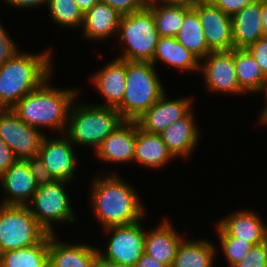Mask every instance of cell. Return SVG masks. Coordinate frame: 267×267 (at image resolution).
Returning <instances> with one entry per match:
<instances>
[{"label": "cell", "mask_w": 267, "mask_h": 267, "mask_svg": "<svg viewBox=\"0 0 267 267\" xmlns=\"http://www.w3.org/2000/svg\"><path fill=\"white\" fill-rule=\"evenodd\" d=\"M93 181L91 205L104 229L130 225L143 219L145 210L136 190L116 173Z\"/></svg>", "instance_id": "obj_1"}, {"label": "cell", "mask_w": 267, "mask_h": 267, "mask_svg": "<svg viewBox=\"0 0 267 267\" xmlns=\"http://www.w3.org/2000/svg\"><path fill=\"white\" fill-rule=\"evenodd\" d=\"M49 76L36 89L25 95L11 109L26 124L40 130V127L55 129L64 134L71 105L77 90L53 88ZM66 125V126H65Z\"/></svg>", "instance_id": "obj_2"}, {"label": "cell", "mask_w": 267, "mask_h": 267, "mask_svg": "<svg viewBox=\"0 0 267 267\" xmlns=\"http://www.w3.org/2000/svg\"><path fill=\"white\" fill-rule=\"evenodd\" d=\"M51 50L38 54L18 52L0 69V109H11L51 76Z\"/></svg>", "instance_id": "obj_3"}, {"label": "cell", "mask_w": 267, "mask_h": 267, "mask_svg": "<svg viewBox=\"0 0 267 267\" xmlns=\"http://www.w3.org/2000/svg\"><path fill=\"white\" fill-rule=\"evenodd\" d=\"M151 62L126 60V83L122 102L116 107L124 120L135 121L165 93Z\"/></svg>", "instance_id": "obj_4"}, {"label": "cell", "mask_w": 267, "mask_h": 267, "mask_svg": "<svg viewBox=\"0 0 267 267\" xmlns=\"http://www.w3.org/2000/svg\"><path fill=\"white\" fill-rule=\"evenodd\" d=\"M124 119L115 107L71 105L65 135L73 144L93 146L95 151Z\"/></svg>", "instance_id": "obj_5"}, {"label": "cell", "mask_w": 267, "mask_h": 267, "mask_svg": "<svg viewBox=\"0 0 267 267\" xmlns=\"http://www.w3.org/2000/svg\"><path fill=\"white\" fill-rule=\"evenodd\" d=\"M120 40L124 42L122 60L152 62L159 39L152 11L143 9L122 15L119 24Z\"/></svg>", "instance_id": "obj_6"}, {"label": "cell", "mask_w": 267, "mask_h": 267, "mask_svg": "<svg viewBox=\"0 0 267 267\" xmlns=\"http://www.w3.org/2000/svg\"><path fill=\"white\" fill-rule=\"evenodd\" d=\"M48 234L28 206L0 203V253L34 246Z\"/></svg>", "instance_id": "obj_7"}, {"label": "cell", "mask_w": 267, "mask_h": 267, "mask_svg": "<svg viewBox=\"0 0 267 267\" xmlns=\"http://www.w3.org/2000/svg\"><path fill=\"white\" fill-rule=\"evenodd\" d=\"M104 230L112 235L105 253L99 249L100 262L110 267H135L145 252L146 231L140 221Z\"/></svg>", "instance_id": "obj_8"}, {"label": "cell", "mask_w": 267, "mask_h": 267, "mask_svg": "<svg viewBox=\"0 0 267 267\" xmlns=\"http://www.w3.org/2000/svg\"><path fill=\"white\" fill-rule=\"evenodd\" d=\"M67 182L56 180L51 184L38 187L34 197L29 202L32 208L27 205L35 219L49 234L56 233L53 228L54 222L72 223L76 219L72 213L69 195L64 189Z\"/></svg>", "instance_id": "obj_9"}, {"label": "cell", "mask_w": 267, "mask_h": 267, "mask_svg": "<svg viewBox=\"0 0 267 267\" xmlns=\"http://www.w3.org/2000/svg\"><path fill=\"white\" fill-rule=\"evenodd\" d=\"M44 133L23 122L12 109H0V137L17 160L37 156Z\"/></svg>", "instance_id": "obj_10"}, {"label": "cell", "mask_w": 267, "mask_h": 267, "mask_svg": "<svg viewBox=\"0 0 267 267\" xmlns=\"http://www.w3.org/2000/svg\"><path fill=\"white\" fill-rule=\"evenodd\" d=\"M193 8L198 12L209 50L231 51L233 49L231 16L207 0H199Z\"/></svg>", "instance_id": "obj_11"}, {"label": "cell", "mask_w": 267, "mask_h": 267, "mask_svg": "<svg viewBox=\"0 0 267 267\" xmlns=\"http://www.w3.org/2000/svg\"><path fill=\"white\" fill-rule=\"evenodd\" d=\"M202 61L204 63L200 62V69L208 90L225 94L245 93L239 87L236 77L234 48L231 51L210 52Z\"/></svg>", "instance_id": "obj_12"}, {"label": "cell", "mask_w": 267, "mask_h": 267, "mask_svg": "<svg viewBox=\"0 0 267 267\" xmlns=\"http://www.w3.org/2000/svg\"><path fill=\"white\" fill-rule=\"evenodd\" d=\"M192 98L168 100L166 92L135 121L138 127L148 133L159 134L176 120L185 117L192 109Z\"/></svg>", "instance_id": "obj_13"}, {"label": "cell", "mask_w": 267, "mask_h": 267, "mask_svg": "<svg viewBox=\"0 0 267 267\" xmlns=\"http://www.w3.org/2000/svg\"><path fill=\"white\" fill-rule=\"evenodd\" d=\"M63 137L47 139L44 136L38 156L56 180L70 182L74 177L77 165L75 150H73L75 147L66 135Z\"/></svg>", "instance_id": "obj_14"}, {"label": "cell", "mask_w": 267, "mask_h": 267, "mask_svg": "<svg viewBox=\"0 0 267 267\" xmlns=\"http://www.w3.org/2000/svg\"><path fill=\"white\" fill-rule=\"evenodd\" d=\"M0 183L7 197L2 205L27 206L38 185L25 160H17L1 176Z\"/></svg>", "instance_id": "obj_15"}, {"label": "cell", "mask_w": 267, "mask_h": 267, "mask_svg": "<svg viewBox=\"0 0 267 267\" xmlns=\"http://www.w3.org/2000/svg\"><path fill=\"white\" fill-rule=\"evenodd\" d=\"M136 145V121L124 120L95 151L102 161L132 162Z\"/></svg>", "instance_id": "obj_16"}, {"label": "cell", "mask_w": 267, "mask_h": 267, "mask_svg": "<svg viewBox=\"0 0 267 267\" xmlns=\"http://www.w3.org/2000/svg\"><path fill=\"white\" fill-rule=\"evenodd\" d=\"M49 267H95L99 249L90 245L62 243L48 234Z\"/></svg>", "instance_id": "obj_17"}, {"label": "cell", "mask_w": 267, "mask_h": 267, "mask_svg": "<svg viewBox=\"0 0 267 267\" xmlns=\"http://www.w3.org/2000/svg\"><path fill=\"white\" fill-rule=\"evenodd\" d=\"M233 48L247 49L264 37L262 23V0L246 5L232 17Z\"/></svg>", "instance_id": "obj_18"}, {"label": "cell", "mask_w": 267, "mask_h": 267, "mask_svg": "<svg viewBox=\"0 0 267 267\" xmlns=\"http://www.w3.org/2000/svg\"><path fill=\"white\" fill-rule=\"evenodd\" d=\"M193 110L182 119L176 120L159 133L169 152L176 157L188 159L199 140L198 126L195 125Z\"/></svg>", "instance_id": "obj_19"}, {"label": "cell", "mask_w": 267, "mask_h": 267, "mask_svg": "<svg viewBox=\"0 0 267 267\" xmlns=\"http://www.w3.org/2000/svg\"><path fill=\"white\" fill-rule=\"evenodd\" d=\"M105 103L98 106L117 107L124 97L126 83V60L114 59L91 78Z\"/></svg>", "instance_id": "obj_20"}, {"label": "cell", "mask_w": 267, "mask_h": 267, "mask_svg": "<svg viewBox=\"0 0 267 267\" xmlns=\"http://www.w3.org/2000/svg\"><path fill=\"white\" fill-rule=\"evenodd\" d=\"M254 211H236L218 221V225L231 237L254 245L267 240V227Z\"/></svg>", "instance_id": "obj_21"}, {"label": "cell", "mask_w": 267, "mask_h": 267, "mask_svg": "<svg viewBox=\"0 0 267 267\" xmlns=\"http://www.w3.org/2000/svg\"><path fill=\"white\" fill-rule=\"evenodd\" d=\"M165 219L152 231H146L145 253L157 261L172 267L176 251L183 236Z\"/></svg>", "instance_id": "obj_22"}, {"label": "cell", "mask_w": 267, "mask_h": 267, "mask_svg": "<svg viewBox=\"0 0 267 267\" xmlns=\"http://www.w3.org/2000/svg\"><path fill=\"white\" fill-rule=\"evenodd\" d=\"M121 17L122 14L117 10L99 1L84 14V36L90 40H104L107 37H111V35L119 31Z\"/></svg>", "instance_id": "obj_23"}, {"label": "cell", "mask_w": 267, "mask_h": 267, "mask_svg": "<svg viewBox=\"0 0 267 267\" xmlns=\"http://www.w3.org/2000/svg\"><path fill=\"white\" fill-rule=\"evenodd\" d=\"M173 158L159 134L148 133L140 129L136 122V145L133 161L150 169H158Z\"/></svg>", "instance_id": "obj_24"}, {"label": "cell", "mask_w": 267, "mask_h": 267, "mask_svg": "<svg viewBox=\"0 0 267 267\" xmlns=\"http://www.w3.org/2000/svg\"><path fill=\"white\" fill-rule=\"evenodd\" d=\"M156 61L166 63V65L173 66L181 71H197L200 69L201 62L183 47L176 37H159L151 63L155 66Z\"/></svg>", "instance_id": "obj_25"}, {"label": "cell", "mask_w": 267, "mask_h": 267, "mask_svg": "<svg viewBox=\"0 0 267 267\" xmlns=\"http://www.w3.org/2000/svg\"><path fill=\"white\" fill-rule=\"evenodd\" d=\"M215 247L207 240H184L180 242L172 267H212Z\"/></svg>", "instance_id": "obj_26"}, {"label": "cell", "mask_w": 267, "mask_h": 267, "mask_svg": "<svg viewBox=\"0 0 267 267\" xmlns=\"http://www.w3.org/2000/svg\"><path fill=\"white\" fill-rule=\"evenodd\" d=\"M234 64L239 87L245 93H261L267 78L250 52L247 49L234 48Z\"/></svg>", "instance_id": "obj_27"}, {"label": "cell", "mask_w": 267, "mask_h": 267, "mask_svg": "<svg viewBox=\"0 0 267 267\" xmlns=\"http://www.w3.org/2000/svg\"><path fill=\"white\" fill-rule=\"evenodd\" d=\"M176 38L183 47L199 60H202L211 52L205 40L198 12L193 7L185 13L181 29Z\"/></svg>", "instance_id": "obj_28"}, {"label": "cell", "mask_w": 267, "mask_h": 267, "mask_svg": "<svg viewBox=\"0 0 267 267\" xmlns=\"http://www.w3.org/2000/svg\"><path fill=\"white\" fill-rule=\"evenodd\" d=\"M0 267H49L48 235L34 246L0 253Z\"/></svg>", "instance_id": "obj_29"}, {"label": "cell", "mask_w": 267, "mask_h": 267, "mask_svg": "<svg viewBox=\"0 0 267 267\" xmlns=\"http://www.w3.org/2000/svg\"><path fill=\"white\" fill-rule=\"evenodd\" d=\"M153 14L156 29L160 37H177L181 29L184 15L190 9L181 5H166L147 2Z\"/></svg>", "instance_id": "obj_30"}, {"label": "cell", "mask_w": 267, "mask_h": 267, "mask_svg": "<svg viewBox=\"0 0 267 267\" xmlns=\"http://www.w3.org/2000/svg\"><path fill=\"white\" fill-rule=\"evenodd\" d=\"M50 15L56 24L62 27H82L84 14L78 8L75 0H47Z\"/></svg>", "instance_id": "obj_31"}, {"label": "cell", "mask_w": 267, "mask_h": 267, "mask_svg": "<svg viewBox=\"0 0 267 267\" xmlns=\"http://www.w3.org/2000/svg\"><path fill=\"white\" fill-rule=\"evenodd\" d=\"M216 225L224 256L230 267H233L246 256L254 244L240 240V238L231 237L218 224Z\"/></svg>", "instance_id": "obj_32"}, {"label": "cell", "mask_w": 267, "mask_h": 267, "mask_svg": "<svg viewBox=\"0 0 267 267\" xmlns=\"http://www.w3.org/2000/svg\"><path fill=\"white\" fill-rule=\"evenodd\" d=\"M233 267H267V240L254 245Z\"/></svg>", "instance_id": "obj_33"}, {"label": "cell", "mask_w": 267, "mask_h": 267, "mask_svg": "<svg viewBox=\"0 0 267 267\" xmlns=\"http://www.w3.org/2000/svg\"><path fill=\"white\" fill-rule=\"evenodd\" d=\"M25 161L30 169V172L34 176L38 187L48 185L56 181L38 155L28 158Z\"/></svg>", "instance_id": "obj_34"}, {"label": "cell", "mask_w": 267, "mask_h": 267, "mask_svg": "<svg viewBox=\"0 0 267 267\" xmlns=\"http://www.w3.org/2000/svg\"><path fill=\"white\" fill-rule=\"evenodd\" d=\"M9 36L8 32L0 23V69L9 59L18 53L15 43Z\"/></svg>", "instance_id": "obj_35"}, {"label": "cell", "mask_w": 267, "mask_h": 267, "mask_svg": "<svg viewBox=\"0 0 267 267\" xmlns=\"http://www.w3.org/2000/svg\"><path fill=\"white\" fill-rule=\"evenodd\" d=\"M255 58L263 75L267 78V37H261L257 42L247 48Z\"/></svg>", "instance_id": "obj_36"}, {"label": "cell", "mask_w": 267, "mask_h": 267, "mask_svg": "<svg viewBox=\"0 0 267 267\" xmlns=\"http://www.w3.org/2000/svg\"><path fill=\"white\" fill-rule=\"evenodd\" d=\"M110 5L122 15L139 11L147 5L148 0H99Z\"/></svg>", "instance_id": "obj_37"}, {"label": "cell", "mask_w": 267, "mask_h": 267, "mask_svg": "<svg viewBox=\"0 0 267 267\" xmlns=\"http://www.w3.org/2000/svg\"><path fill=\"white\" fill-rule=\"evenodd\" d=\"M209 3L219 7L225 14L233 16L240 12L246 5L255 0H207Z\"/></svg>", "instance_id": "obj_38"}, {"label": "cell", "mask_w": 267, "mask_h": 267, "mask_svg": "<svg viewBox=\"0 0 267 267\" xmlns=\"http://www.w3.org/2000/svg\"><path fill=\"white\" fill-rule=\"evenodd\" d=\"M16 161L12 149L0 137V176Z\"/></svg>", "instance_id": "obj_39"}, {"label": "cell", "mask_w": 267, "mask_h": 267, "mask_svg": "<svg viewBox=\"0 0 267 267\" xmlns=\"http://www.w3.org/2000/svg\"><path fill=\"white\" fill-rule=\"evenodd\" d=\"M135 267H169V266L157 261L155 258L151 257L150 255L144 252V254L140 257V259L136 263Z\"/></svg>", "instance_id": "obj_40"}, {"label": "cell", "mask_w": 267, "mask_h": 267, "mask_svg": "<svg viewBox=\"0 0 267 267\" xmlns=\"http://www.w3.org/2000/svg\"><path fill=\"white\" fill-rule=\"evenodd\" d=\"M9 5H13L15 8H32L35 6L42 5L43 3L47 4V0H5Z\"/></svg>", "instance_id": "obj_41"}, {"label": "cell", "mask_w": 267, "mask_h": 267, "mask_svg": "<svg viewBox=\"0 0 267 267\" xmlns=\"http://www.w3.org/2000/svg\"><path fill=\"white\" fill-rule=\"evenodd\" d=\"M199 0H148L147 2H158L166 5H181L192 8Z\"/></svg>", "instance_id": "obj_42"}, {"label": "cell", "mask_w": 267, "mask_h": 267, "mask_svg": "<svg viewBox=\"0 0 267 267\" xmlns=\"http://www.w3.org/2000/svg\"><path fill=\"white\" fill-rule=\"evenodd\" d=\"M98 2L99 0H75V3L83 14L88 12Z\"/></svg>", "instance_id": "obj_43"}, {"label": "cell", "mask_w": 267, "mask_h": 267, "mask_svg": "<svg viewBox=\"0 0 267 267\" xmlns=\"http://www.w3.org/2000/svg\"><path fill=\"white\" fill-rule=\"evenodd\" d=\"M261 92L264 93V95H265V99L267 100V80H266V82L264 83V86H263ZM266 103H267V101H266ZM259 120H260V122H261L262 124L267 125V104H266V106L264 107L263 111L261 112V115H260Z\"/></svg>", "instance_id": "obj_44"}, {"label": "cell", "mask_w": 267, "mask_h": 267, "mask_svg": "<svg viewBox=\"0 0 267 267\" xmlns=\"http://www.w3.org/2000/svg\"><path fill=\"white\" fill-rule=\"evenodd\" d=\"M262 23L264 37H267V0H262Z\"/></svg>", "instance_id": "obj_45"}, {"label": "cell", "mask_w": 267, "mask_h": 267, "mask_svg": "<svg viewBox=\"0 0 267 267\" xmlns=\"http://www.w3.org/2000/svg\"><path fill=\"white\" fill-rule=\"evenodd\" d=\"M95 267H110L108 265H105L103 263H101L100 261L98 262V264Z\"/></svg>", "instance_id": "obj_46"}]
</instances>
